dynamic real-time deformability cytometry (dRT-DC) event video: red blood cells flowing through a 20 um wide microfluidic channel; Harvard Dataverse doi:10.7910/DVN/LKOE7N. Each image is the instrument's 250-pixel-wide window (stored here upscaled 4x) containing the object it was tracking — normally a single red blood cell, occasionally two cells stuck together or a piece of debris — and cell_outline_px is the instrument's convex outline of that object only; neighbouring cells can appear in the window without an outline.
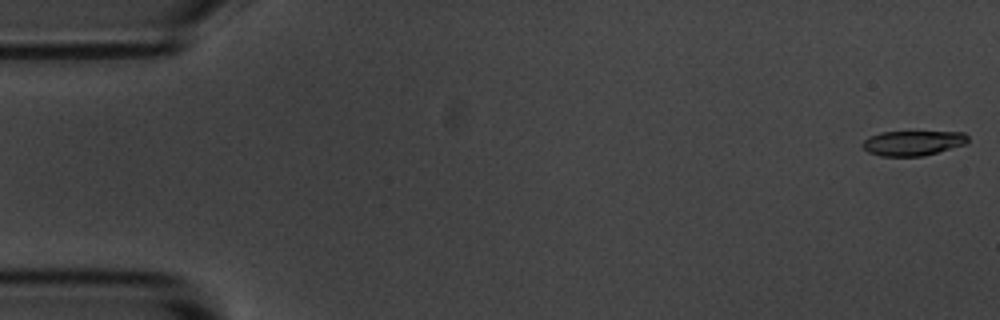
{"species": "common noctule bat (a hibernating species)", "species_latin": "Nyctalus noctula", "temperature_condition": "room temperature", "stored_images_in_passage": 6, "camera_frame_rate_fps": 3000, "um_per_image_px": 0.085, "animal": {"sex": "male", "body_mass_g": 20.1, "forearm_length_mm": 53.5}, "frame": {"image": 1, "passage_image": 1, "time_ms": 0.0, "image_size_px": [1000, 320], "cell_outline_px": [[968, 140], [964, 144], [924, 156], [880, 156], [868, 152], [860, 144], [864, 140], [880, 132], [964, 132], [968, 136]], "centroid_in_image_um": [77.57, 12.16], "position_along_channel_um": 7.4, "area_um2": 15.14}}
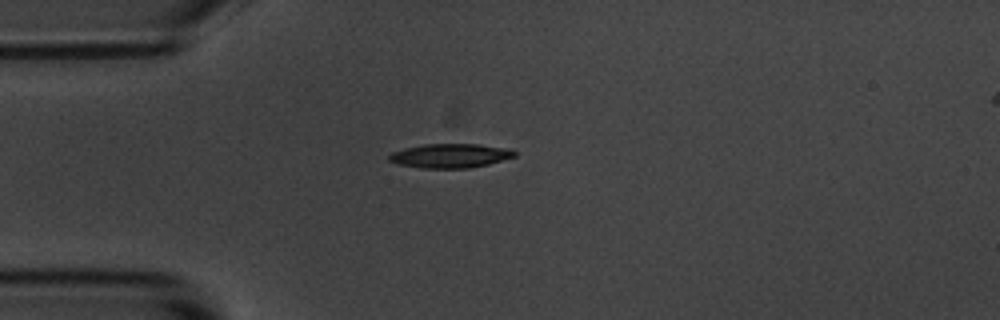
{"frame": {"image": 2, "passage_image": 5, "time_ms": 4.333, "image_size_px": [1000, 320], "cell_outline_px": [[516, 156], [488, 164], [468, 168], [424, 168], [400, 164], [388, 160], [388, 156], [392, 152], [404, 148], [424, 144], [476, 144], [512, 148], [516, 152]], "centroid_in_image_um": [38.3, 13.23], "position_along_channel_um": 46.7, "area_um2": 17.63}}